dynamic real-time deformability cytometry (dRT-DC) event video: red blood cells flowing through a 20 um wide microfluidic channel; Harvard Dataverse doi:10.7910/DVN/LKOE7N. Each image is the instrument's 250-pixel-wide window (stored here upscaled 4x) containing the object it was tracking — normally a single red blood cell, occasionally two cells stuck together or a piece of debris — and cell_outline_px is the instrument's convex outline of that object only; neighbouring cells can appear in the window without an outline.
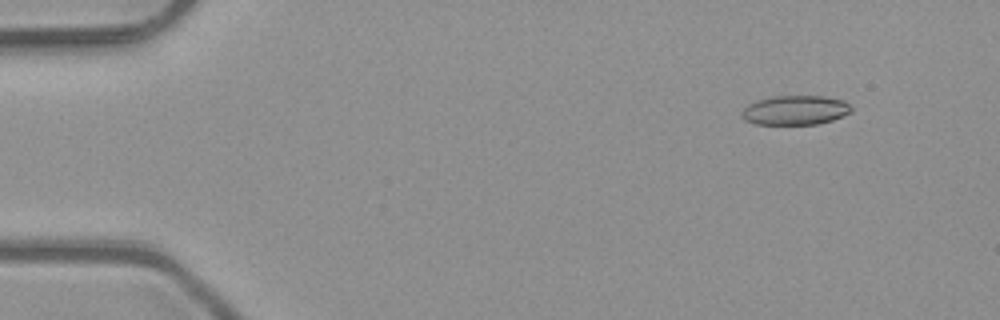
{"species": "common noctule bat (a hibernating species)", "species_latin": "Nyctalus noctula", "temperature_condition": "room temperature", "stored_images_in_passage": 7, "camera_frame_rate_fps": 3000, "um_per_image_px": 0.085, "animal": {"sex": "male", "body_mass_g": 23.1, "forearm_length_mm": 52.7}, "frame": {"image": 1, "passage_image": 2, "time_ms": 0.333, "image_size_px": [1000, 320], "cell_outline_px": [[852, 112], [844, 116], [832, 120], [816, 124], [756, 124], [744, 120], [740, 116], [740, 112], [748, 104], [756, 100], [772, 96], [824, 96], [844, 100], [852, 108]], "centroid_in_image_um": [67.58, 9.36], "position_along_channel_um": 17.4, "area_um2": 18.96}}
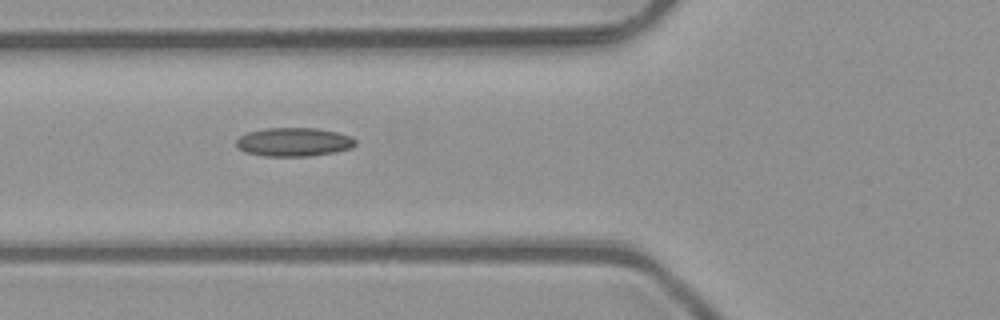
{"frame": {"image": 2, "passage_image": 6, "time_ms": 1.667, "image_size_px": [1000, 320], "cell_outline_px": [[356, 144], [352, 148], [336, 152], [308, 156], [264, 156], [244, 152], [236, 144], [236, 140], [240, 136], [248, 132], [268, 128], [316, 128], [336, 132], [352, 136], [356, 140]], "centroid_in_image_um": [25.0, 12.07], "position_along_channel_um": 100.8, "area_um2": 19.94}}
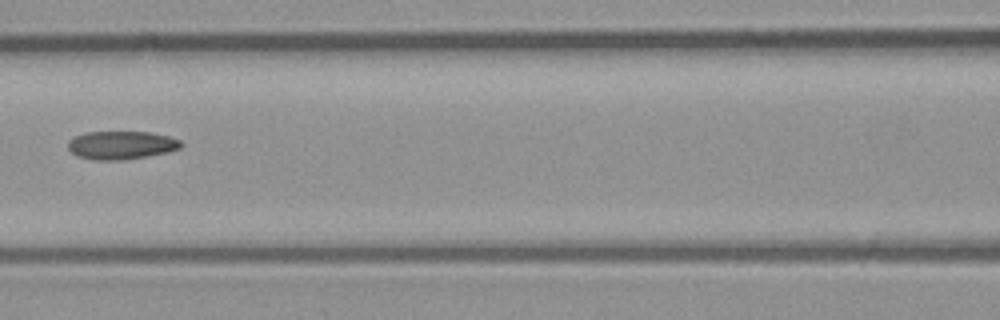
{"frame": {"image": 3, "passage_image": 7, "time_ms": 2.0, "image_size_px": [1000, 320], "cell_outline_px": [[184, 144], [180, 148], [168, 152], [124, 160], [92, 160], [76, 156], [68, 148], [68, 140], [84, 132], [148, 132], [168, 136], [180, 140]], "centroid_in_image_um": [10.29, 12.34], "position_along_channel_um": 156.3, "area_um2": 18.67}}